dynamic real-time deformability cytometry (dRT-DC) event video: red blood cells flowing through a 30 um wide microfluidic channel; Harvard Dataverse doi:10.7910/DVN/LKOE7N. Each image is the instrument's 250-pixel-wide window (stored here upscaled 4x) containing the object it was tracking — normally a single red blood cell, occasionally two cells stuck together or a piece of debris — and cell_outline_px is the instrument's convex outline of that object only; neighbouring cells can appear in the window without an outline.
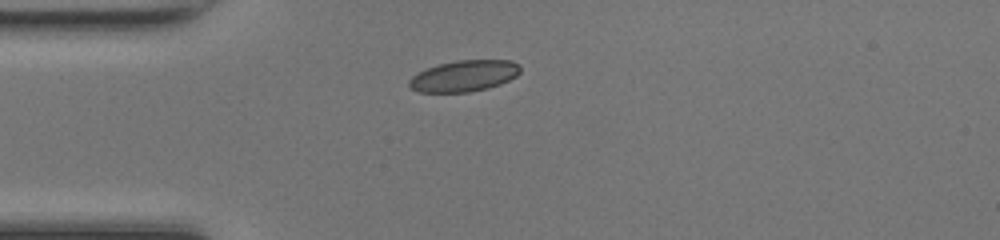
{"species": "common noctule bat (a hibernating species)", "species_latin": "Nyctalus noctula", "temperature_condition": "room temperature", "stored_images_in_passage": 36, "camera_frame_rate_fps": 3000, "um_per_image_px": 0.085, "animal": {"sex": "female", "body_mass_g": 17.0, "forearm_length_mm": 48.0}, "frame": {"image": 1, "passage_image": 1, "time_ms": 0.0, "image_size_px": [1000, 240], "cell_outline_px": [[520, 72], [516, 76], [500, 84], [488, 88], [468, 92], [420, 92], [412, 88], [408, 84], [408, 80], [412, 76], [428, 68], [440, 64], [456, 60], [512, 60], [520, 64]], "centroid_in_image_um": [39.47, 6.45], "position_along_channel_um": 45.5, "area_um2": 20.11}}
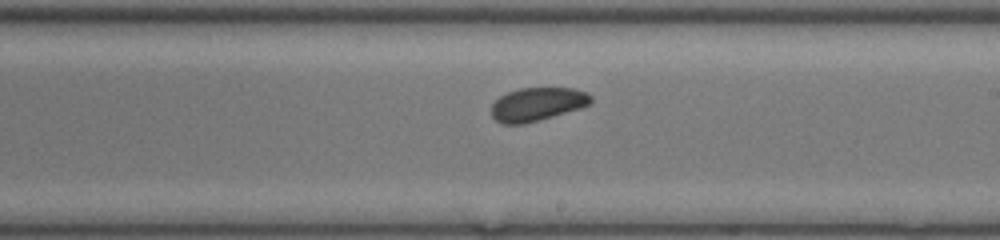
{"frame": {"image": 2, "passage_image": 16, "time_ms": 5.0, "image_size_px": [1000, 240], "cell_outline_px": [[592, 100], [588, 104], [580, 108], [524, 124], [500, 124], [492, 116], [492, 104], [500, 96], [508, 92], [520, 88], [572, 88], [588, 92], [592, 96]], "centroid_in_image_um": [45.66, 8.85], "position_along_channel_um": 243.3, "area_um2": 19.25}}
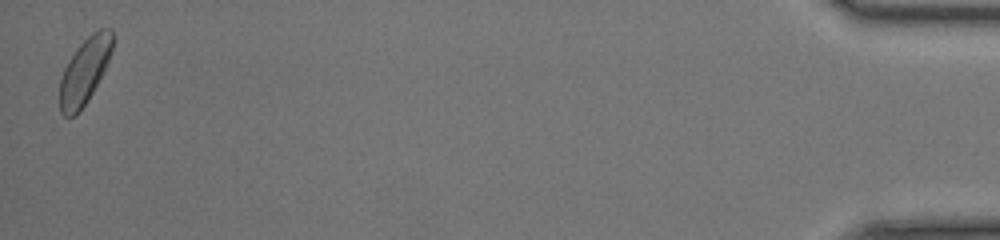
{"frame": {"image": 3, "passage_image": 36, "time_ms": 11.667, "image_size_px": [1000, 240], "cell_outline_px": [[112, 52], [104, 72], [88, 100], [72, 116], [64, 116], [60, 112], [60, 76], [68, 60], [76, 48], [92, 32], [100, 28], [112, 28]], "centroid_in_image_um": [7.2, 6.0], "position_along_channel_um": 428.0, "area_um2": 20.17}, "authors_computed_cell_mechanics": {"area_um2": 19.8543, "velocity_mm_per_s": 4.2902, "shape_relaxation_time_tau1_ms": 4.0969, "shape_relaxation_time_tau2_ms": 8.3903, "deformation_change_tau1": 0.1126, "deformation_change_tau2": 0.1495}}